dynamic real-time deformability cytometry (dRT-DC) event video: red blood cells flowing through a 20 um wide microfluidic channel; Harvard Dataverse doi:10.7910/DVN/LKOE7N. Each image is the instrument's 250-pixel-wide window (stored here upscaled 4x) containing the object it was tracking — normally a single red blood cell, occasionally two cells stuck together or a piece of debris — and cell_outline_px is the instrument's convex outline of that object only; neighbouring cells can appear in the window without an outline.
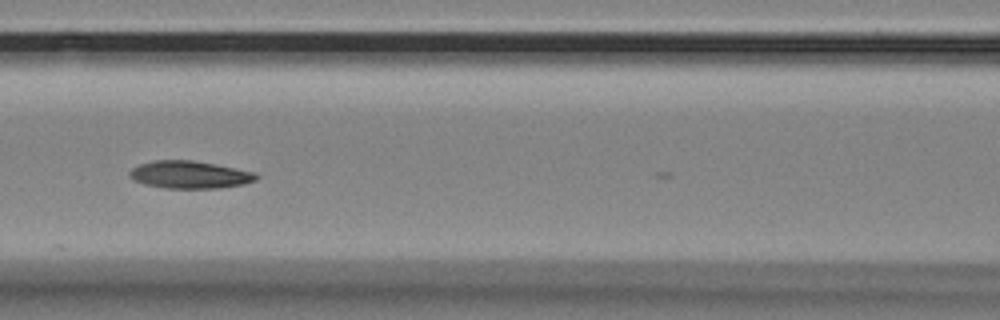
{"species": "Egyptian fruit bat (a non-hibernating species)", "species_latin": "Rousettus aegyptiacus", "temperature_condition": "room temperature", "stored_images_in_passage": 22, "camera_frame_rate_fps": 3000, "um_per_image_px": 0.085, "animal": {"sex": "female"}, "frame": {"image": 1, "passage_image": 10, "time_ms": 3.0, "image_size_px": [1000, 320], "cell_outline_px": [[260, 176], [256, 180], [244, 184], [220, 188], [164, 188], [144, 184], [132, 180], [128, 176], [128, 172], [132, 168], [140, 164], [152, 160], [192, 160], [216, 164], [256, 172]], "centroid_in_image_um": [16.12, 14.85], "position_along_channel_um": 150.5, "area_um2": 20.58}}